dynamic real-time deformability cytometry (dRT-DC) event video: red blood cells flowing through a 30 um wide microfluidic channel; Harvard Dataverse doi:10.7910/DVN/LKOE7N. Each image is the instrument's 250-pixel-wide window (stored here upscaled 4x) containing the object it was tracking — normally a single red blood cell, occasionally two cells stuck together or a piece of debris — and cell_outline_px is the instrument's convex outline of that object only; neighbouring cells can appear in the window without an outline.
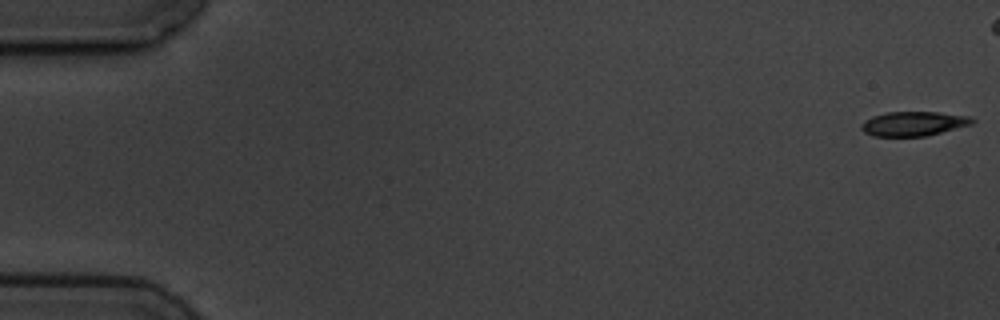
{"species": "common noctule bat (a hibernating species)", "species_latin": "Nyctalus noctula", "temperature_condition": "cold", "stored_images_in_passage": 16, "camera_frame_rate_fps": 3000, "um_per_image_px": 0.085, "animal": {"sex": "male", "body_mass_g": 19.5, "forearm_length_mm": 54.6}, "frame": {"image": 1, "passage_image": 1, "time_ms": 0.0, "image_size_px": [1000, 320], "cell_outline_px": [[976, 120], [972, 124], [924, 136], [872, 136], [864, 132], [860, 128], [860, 124], [864, 120], [872, 116], [888, 112], [936, 112], [972, 116]], "centroid_in_image_um": [77.63, 10.5], "position_along_channel_um": 7.4, "area_um2": 15.78}}
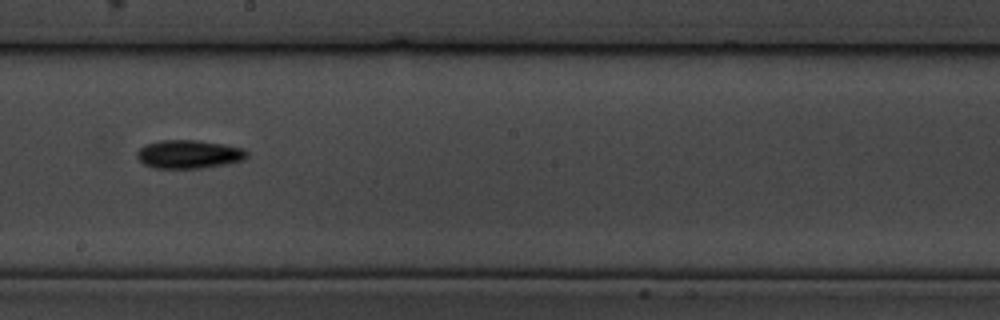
{"frame": {"image": 2, "passage_image": 9, "time_ms": 10.333, "image_size_px": [1000, 320], "cell_outline_px": [[248, 156], [244, 160], [228, 164], [200, 168], [152, 168], [144, 164], [136, 156], [136, 152], [144, 144], [160, 140], [196, 140], [224, 144], [244, 148], [248, 152]], "centroid_in_image_um": [16.06, 13.11], "position_along_channel_um": 232.1, "area_um2": 18.44}}
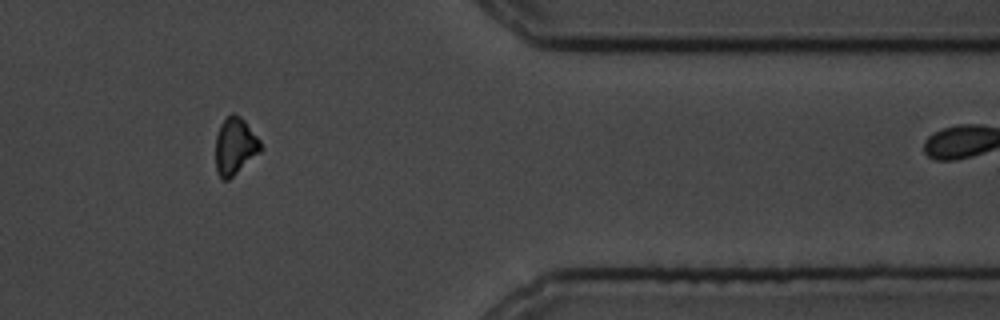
{"frame": {"image": 3, "passage_image": 13, "time_ms": 15.333, "image_size_px": [1000, 320], "cell_outline_px": [[264, 148], [260, 152], [228, 180], [220, 180], [216, 172], [216, 136], [220, 124], [232, 112], [240, 116], [244, 120], [260, 140]], "centroid_in_image_um": [19.97, 12.43], "position_along_channel_um": 391.4, "area_um2": 15.03}, "authors_computed_cell_mechanics": {"area_um2": 16.8776, "velocity_mm_per_s": 3.5976, "shape_relaxation_time_tau1_ms": 3.2692, "shape_relaxation_time_tau2_ms": null, "deformation_change_tau1": 0.09, "deformation_change_tau2": null}}